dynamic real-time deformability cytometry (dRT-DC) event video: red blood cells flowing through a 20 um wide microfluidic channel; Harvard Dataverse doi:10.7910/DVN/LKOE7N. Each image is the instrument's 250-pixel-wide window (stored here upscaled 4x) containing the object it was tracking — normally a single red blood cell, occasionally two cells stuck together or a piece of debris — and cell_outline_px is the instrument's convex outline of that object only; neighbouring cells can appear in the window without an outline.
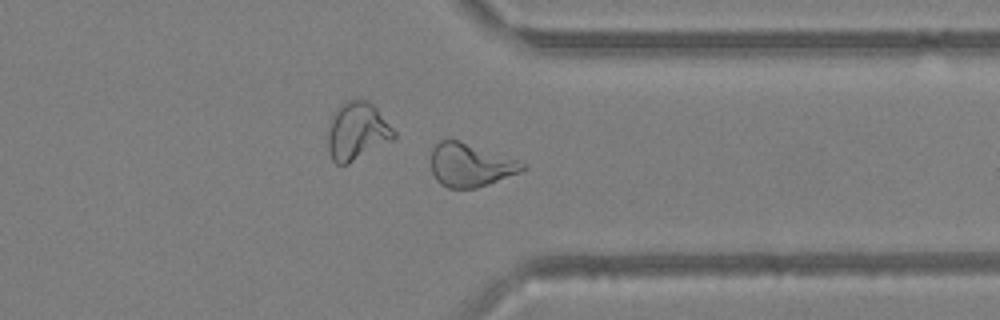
{"species": "Egyptian fruit bat (a non-hibernating species)", "species_latin": "Rousettus aegyptiacus", "temperature_condition": "warm", "stored_images_in_passage": 41, "camera_frame_rate_fps": 3000, "um_per_image_px": 0.085, "animal": {"sex": "female"}, "frame": {"image": 1, "passage_image": 30, "time_ms": 9.667, "image_size_px": [1000, 320], "cell_outline_px": [[524, 168], [520, 172], [488, 184], [476, 188], [448, 188], [440, 184], [436, 180], [432, 172], [432, 148], [440, 140], [460, 140], [520, 160], [524, 164]], "centroid_in_image_um": [39.97, 14.02], "position_along_channel_um": 371.4, "area_um2": 23.06}, "authors_computed_cell_mechanics": {"area_um2": 22.1374, "velocity_mm_per_s": 3.6269, "shape_relaxation_time_tau1_ms": null, "shape_relaxation_time_tau2_ms": 2.4874, "deformation_change_tau1": null, "deformation_change_tau2": 0.1032}}